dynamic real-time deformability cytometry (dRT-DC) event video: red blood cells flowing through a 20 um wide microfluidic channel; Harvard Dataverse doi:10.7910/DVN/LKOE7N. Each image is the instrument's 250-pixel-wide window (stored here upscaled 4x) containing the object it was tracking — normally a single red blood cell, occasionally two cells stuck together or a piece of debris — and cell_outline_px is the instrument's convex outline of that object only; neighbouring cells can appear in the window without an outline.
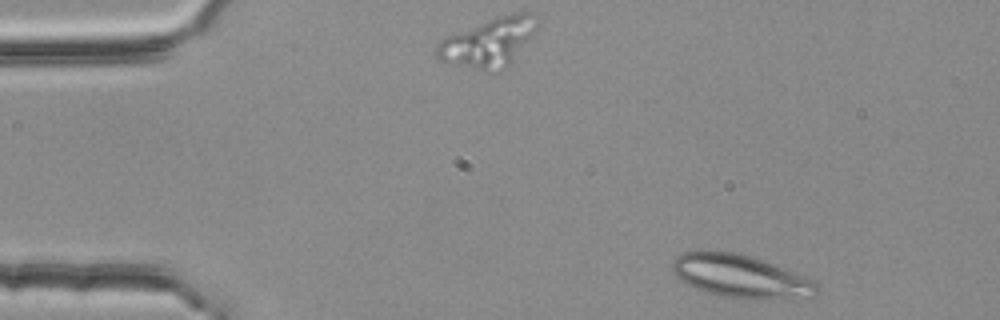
{"species": "common noctule bat (a hibernating species)", "species_latin": "Nyctalus noctula", "temperature_condition": "room temperature", "stored_images_in_passage": 45, "camera_frame_rate_fps": 3000, "um_per_image_px": 0.085, "animal": {"sex": "female", "body_mass_g": 25.1}, "frame": {"image": 1, "passage_image": 2, "time_ms": 0.333, "image_size_px": [1000, 320], "cell_outline_px": [[820, 292], [816, 296], [760, 300], [720, 296], [696, 288], [680, 280], [672, 272], [672, 260], [676, 256], [684, 252], [736, 252], [752, 256], [764, 260], [800, 276], [816, 284], [820, 288]], "centroid_in_image_um": [62.92, 23.5], "position_along_channel_um": 22.1, "area_um2": 35.72}}
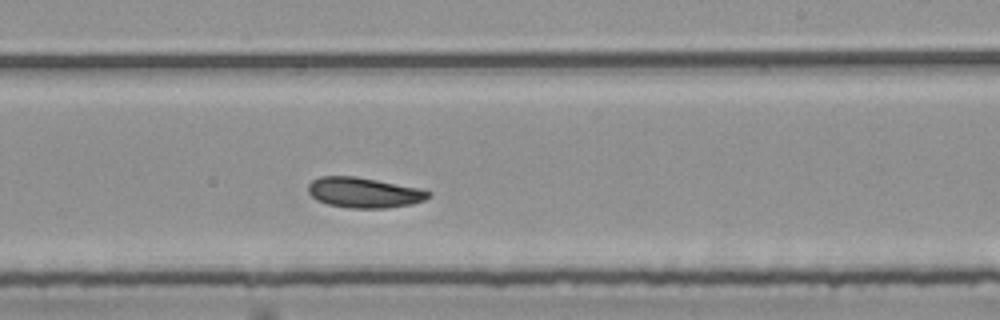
{"frame": {"image": 2, "passage_image": 28, "time_ms": 9.0, "image_size_px": [1000, 320], "cell_outline_px": [[432, 196], [424, 200], [412, 204], [384, 208], [348, 208], [328, 204], [316, 200], [308, 192], [308, 184], [312, 180], [320, 176], [356, 176], [416, 188], [432, 192]], "centroid_in_image_um": [30.91, 16.37], "position_along_channel_um": 258.1, "area_um2": 21.15}}
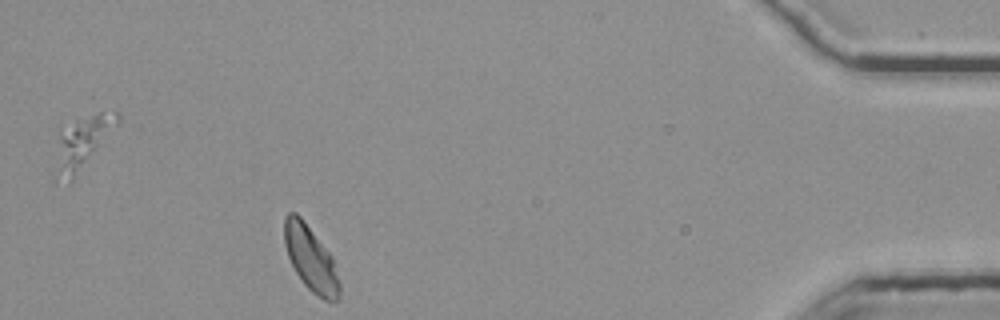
{"frame": {"image": 3, "passage_image": 45, "time_ms": 14.667, "image_size_px": [1000, 320], "cell_outline_px": [[340, 292], [336, 300], [324, 300], [312, 292], [304, 284], [296, 272], [288, 256], [284, 244], [284, 216], [288, 212], [296, 212], [304, 220], [332, 256], [340, 284]], "centroid_in_image_um": [26.39, 21.94], "position_along_channel_um": 408.8, "area_um2": 20.75}, "authors_computed_cell_mechanics": {"area_um2": 21.386, "velocity_mm_per_s": 3.7088, "shape_relaxation_time_tau1_ms": null, "shape_relaxation_time_tau2_ms": 5.6895, "deformation_change_tau1": null, "deformation_change_tau2": 0.1054}}